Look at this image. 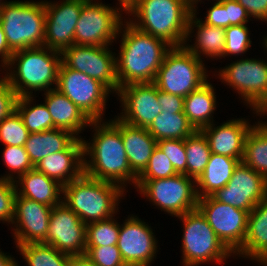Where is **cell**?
I'll use <instances>...</instances> for the list:
<instances>
[{
    "label": "cell",
    "instance_id": "1",
    "mask_svg": "<svg viewBox=\"0 0 267 266\" xmlns=\"http://www.w3.org/2000/svg\"><path fill=\"white\" fill-rule=\"evenodd\" d=\"M91 121L93 129L90 141L83 140L84 174L135 189L137 176L132 172L121 136V120L114 119ZM88 158V159H87ZM129 184V185H128Z\"/></svg>",
    "mask_w": 267,
    "mask_h": 266
},
{
    "label": "cell",
    "instance_id": "2",
    "mask_svg": "<svg viewBox=\"0 0 267 266\" xmlns=\"http://www.w3.org/2000/svg\"><path fill=\"white\" fill-rule=\"evenodd\" d=\"M117 40L120 41L118 53H115L119 88L132 83L154 82L164 56L172 46L138 30L127 20L122 23Z\"/></svg>",
    "mask_w": 267,
    "mask_h": 266
},
{
    "label": "cell",
    "instance_id": "3",
    "mask_svg": "<svg viewBox=\"0 0 267 266\" xmlns=\"http://www.w3.org/2000/svg\"><path fill=\"white\" fill-rule=\"evenodd\" d=\"M60 64L61 52L45 46L32 47L13 52L10 62L0 72L17 97L33 96L56 88Z\"/></svg>",
    "mask_w": 267,
    "mask_h": 266
},
{
    "label": "cell",
    "instance_id": "4",
    "mask_svg": "<svg viewBox=\"0 0 267 266\" xmlns=\"http://www.w3.org/2000/svg\"><path fill=\"white\" fill-rule=\"evenodd\" d=\"M192 12L193 5L188 0H141L127 14L126 20L138 30L161 38L172 47H181Z\"/></svg>",
    "mask_w": 267,
    "mask_h": 266
},
{
    "label": "cell",
    "instance_id": "5",
    "mask_svg": "<svg viewBox=\"0 0 267 266\" xmlns=\"http://www.w3.org/2000/svg\"><path fill=\"white\" fill-rule=\"evenodd\" d=\"M126 192L116 183L94 179L83 173L63 186L62 202L88 224L117 215Z\"/></svg>",
    "mask_w": 267,
    "mask_h": 266
},
{
    "label": "cell",
    "instance_id": "6",
    "mask_svg": "<svg viewBox=\"0 0 267 266\" xmlns=\"http://www.w3.org/2000/svg\"><path fill=\"white\" fill-rule=\"evenodd\" d=\"M46 12L44 0L8 1L0 7V25L12 52L43 46Z\"/></svg>",
    "mask_w": 267,
    "mask_h": 266
},
{
    "label": "cell",
    "instance_id": "7",
    "mask_svg": "<svg viewBox=\"0 0 267 266\" xmlns=\"http://www.w3.org/2000/svg\"><path fill=\"white\" fill-rule=\"evenodd\" d=\"M221 83L239 95L244 105L252 110L256 118L267 117V61L259 58L241 57L224 68L211 71ZM216 74H215V73ZM218 73V74H217ZM264 116V118H263ZM266 116V117H265Z\"/></svg>",
    "mask_w": 267,
    "mask_h": 266
},
{
    "label": "cell",
    "instance_id": "8",
    "mask_svg": "<svg viewBox=\"0 0 267 266\" xmlns=\"http://www.w3.org/2000/svg\"><path fill=\"white\" fill-rule=\"evenodd\" d=\"M177 219L182 221L181 243L182 265L226 264V260L236 258L215 234L198 209L187 212Z\"/></svg>",
    "mask_w": 267,
    "mask_h": 266
},
{
    "label": "cell",
    "instance_id": "9",
    "mask_svg": "<svg viewBox=\"0 0 267 266\" xmlns=\"http://www.w3.org/2000/svg\"><path fill=\"white\" fill-rule=\"evenodd\" d=\"M204 63L184 46L172 47L165 54L153 83L161 91L186 97L212 78Z\"/></svg>",
    "mask_w": 267,
    "mask_h": 266
},
{
    "label": "cell",
    "instance_id": "10",
    "mask_svg": "<svg viewBox=\"0 0 267 266\" xmlns=\"http://www.w3.org/2000/svg\"><path fill=\"white\" fill-rule=\"evenodd\" d=\"M137 193L158 210L172 217L181 216L197 209L196 180L185 174H176L164 179L137 180Z\"/></svg>",
    "mask_w": 267,
    "mask_h": 266
},
{
    "label": "cell",
    "instance_id": "11",
    "mask_svg": "<svg viewBox=\"0 0 267 266\" xmlns=\"http://www.w3.org/2000/svg\"><path fill=\"white\" fill-rule=\"evenodd\" d=\"M101 1L86 0L83 3L74 32V44L113 46L112 43L118 39L120 27L126 17L115 6Z\"/></svg>",
    "mask_w": 267,
    "mask_h": 266
},
{
    "label": "cell",
    "instance_id": "12",
    "mask_svg": "<svg viewBox=\"0 0 267 266\" xmlns=\"http://www.w3.org/2000/svg\"><path fill=\"white\" fill-rule=\"evenodd\" d=\"M56 89L77 105L91 121L104 120L106 103L110 94H113L100 81L62 63Z\"/></svg>",
    "mask_w": 267,
    "mask_h": 266
},
{
    "label": "cell",
    "instance_id": "13",
    "mask_svg": "<svg viewBox=\"0 0 267 266\" xmlns=\"http://www.w3.org/2000/svg\"><path fill=\"white\" fill-rule=\"evenodd\" d=\"M111 49L110 45L74 44L61 52V63L100 81L116 96L119 84L116 77L115 52Z\"/></svg>",
    "mask_w": 267,
    "mask_h": 266
},
{
    "label": "cell",
    "instance_id": "14",
    "mask_svg": "<svg viewBox=\"0 0 267 266\" xmlns=\"http://www.w3.org/2000/svg\"><path fill=\"white\" fill-rule=\"evenodd\" d=\"M197 209L233 254L243 246L249 212L221 203L212 196L199 198Z\"/></svg>",
    "mask_w": 267,
    "mask_h": 266
},
{
    "label": "cell",
    "instance_id": "15",
    "mask_svg": "<svg viewBox=\"0 0 267 266\" xmlns=\"http://www.w3.org/2000/svg\"><path fill=\"white\" fill-rule=\"evenodd\" d=\"M157 240L148 222L130 214L120 224L117 246L127 266H152L160 247Z\"/></svg>",
    "mask_w": 267,
    "mask_h": 266
},
{
    "label": "cell",
    "instance_id": "16",
    "mask_svg": "<svg viewBox=\"0 0 267 266\" xmlns=\"http://www.w3.org/2000/svg\"><path fill=\"white\" fill-rule=\"evenodd\" d=\"M211 196L250 213L259 202L267 199V179L241 161L225 187Z\"/></svg>",
    "mask_w": 267,
    "mask_h": 266
},
{
    "label": "cell",
    "instance_id": "17",
    "mask_svg": "<svg viewBox=\"0 0 267 266\" xmlns=\"http://www.w3.org/2000/svg\"><path fill=\"white\" fill-rule=\"evenodd\" d=\"M86 0H44L46 12L43 46L62 52L74 45V32ZM60 2V3H59Z\"/></svg>",
    "mask_w": 267,
    "mask_h": 266
},
{
    "label": "cell",
    "instance_id": "18",
    "mask_svg": "<svg viewBox=\"0 0 267 266\" xmlns=\"http://www.w3.org/2000/svg\"><path fill=\"white\" fill-rule=\"evenodd\" d=\"M45 244L68 255L86 252V224L66 204L61 202L51 210Z\"/></svg>",
    "mask_w": 267,
    "mask_h": 266
},
{
    "label": "cell",
    "instance_id": "19",
    "mask_svg": "<svg viewBox=\"0 0 267 266\" xmlns=\"http://www.w3.org/2000/svg\"><path fill=\"white\" fill-rule=\"evenodd\" d=\"M116 95L122 107L117 117L127 124L147 128L161 113L158 88L153 82L127 84Z\"/></svg>",
    "mask_w": 267,
    "mask_h": 266
},
{
    "label": "cell",
    "instance_id": "20",
    "mask_svg": "<svg viewBox=\"0 0 267 266\" xmlns=\"http://www.w3.org/2000/svg\"><path fill=\"white\" fill-rule=\"evenodd\" d=\"M53 207L16 195L10 226L16 246L46 240Z\"/></svg>",
    "mask_w": 267,
    "mask_h": 266
},
{
    "label": "cell",
    "instance_id": "21",
    "mask_svg": "<svg viewBox=\"0 0 267 266\" xmlns=\"http://www.w3.org/2000/svg\"><path fill=\"white\" fill-rule=\"evenodd\" d=\"M245 118L230 119L220 123L221 125L214 122L200 130L208 141L211 153L242 161L245 138L253 126L249 122L251 121L250 118Z\"/></svg>",
    "mask_w": 267,
    "mask_h": 266
},
{
    "label": "cell",
    "instance_id": "22",
    "mask_svg": "<svg viewBox=\"0 0 267 266\" xmlns=\"http://www.w3.org/2000/svg\"><path fill=\"white\" fill-rule=\"evenodd\" d=\"M197 11L199 12V10H193L189 17L183 46L198 59H203V62L205 61L203 57L207 58L206 60L208 58L221 60L224 58L225 29L205 24L202 18L197 16L199 14ZM192 35L194 43L189 44L192 42Z\"/></svg>",
    "mask_w": 267,
    "mask_h": 266
},
{
    "label": "cell",
    "instance_id": "23",
    "mask_svg": "<svg viewBox=\"0 0 267 266\" xmlns=\"http://www.w3.org/2000/svg\"><path fill=\"white\" fill-rule=\"evenodd\" d=\"M35 168L62 186L84 173L83 140L77 138L67 149L44 157Z\"/></svg>",
    "mask_w": 267,
    "mask_h": 266
},
{
    "label": "cell",
    "instance_id": "24",
    "mask_svg": "<svg viewBox=\"0 0 267 266\" xmlns=\"http://www.w3.org/2000/svg\"><path fill=\"white\" fill-rule=\"evenodd\" d=\"M234 255L267 266V199L249 213L245 241Z\"/></svg>",
    "mask_w": 267,
    "mask_h": 266
},
{
    "label": "cell",
    "instance_id": "25",
    "mask_svg": "<svg viewBox=\"0 0 267 266\" xmlns=\"http://www.w3.org/2000/svg\"><path fill=\"white\" fill-rule=\"evenodd\" d=\"M42 96L52 117L53 129L66 130L77 138H83L79 134L88 129L91 120L80 108L56 88L44 92Z\"/></svg>",
    "mask_w": 267,
    "mask_h": 266
},
{
    "label": "cell",
    "instance_id": "26",
    "mask_svg": "<svg viewBox=\"0 0 267 266\" xmlns=\"http://www.w3.org/2000/svg\"><path fill=\"white\" fill-rule=\"evenodd\" d=\"M16 195L54 207L62 202L63 186L33 168L14 181Z\"/></svg>",
    "mask_w": 267,
    "mask_h": 266
},
{
    "label": "cell",
    "instance_id": "27",
    "mask_svg": "<svg viewBox=\"0 0 267 266\" xmlns=\"http://www.w3.org/2000/svg\"><path fill=\"white\" fill-rule=\"evenodd\" d=\"M121 136L132 172L138 177L146 168L157 141L146 128L121 120Z\"/></svg>",
    "mask_w": 267,
    "mask_h": 266
},
{
    "label": "cell",
    "instance_id": "28",
    "mask_svg": "<svg viewBox=\"0 0 267 266\" xmlns=\"http://www.w3.org/2000/svg\"><path fill=\"white\" fill-rule=\"evenodd\" d=\"M209 79L199 88L184 97V114L195 130H201L214 123L217 106L216 89Z\"/></svg>",
    "mask_w": 267,
    "mask_h": 266
},
{
    "label": "cell",
    "instance_id": "29",
    "mask_svg": "<svg viewBox=\"0 0 267 266\" xmlns=\"http://www.w3.org/2000/svg\"><path fill=\"white\" fill-rule=\"evenodd\" d=\"M239 162L236 158L211 153L207 166L196 180L198 198L211 196L225 187Z\"/></svg>",
    "mask_w": 267,
    "mask_h": 266
},
{
    "label": "cell",
    "instance_id": "30",
    "mask_svg": "<svg viewBox=\"0 0 267 266\" xmlns=\"http://www.w3.org/2000/svg\"><path fill=\"white\" fill-rule=\"evenodd\" d=\"M76 139L77 137L73 133L54 128L30 133L24 148L35 166L49 154L67 149Z\"/></svg>",
    "mask_w": 267,
    "mask_h": 266
},
{
    "label": "cell",
    "instance_id": "31",
    "mask_svg": "<svg viewBox=\"0 0 267 266\" xmlns=\"http://www.w3.org/2000/svg\"><path fill=\"white\" fill-rule=\"evenodd\" d=\"M253 124L246 135L242 162L267 179V120Z\"/></svg>",
    "mask_w": 267,
    "mask_h": 266
},
{
    "label": "cell",
    "instance_id": "32",
    "mask_svg": "<svg viewBox=\"0 0 267 266\" xmlns=\"http://www.w3.org/2000/svg\"><path fill=\"white\" fill-rule=\"evenodd\" d=\"M156 140L186 139L196 130L184 113H160L146 128Z\"/></svg>",
    "mask_w": 267,
    "mask_h": 266
},
{
    "label": "cell",
    "instance_id": "33",
    "mask_svg": "<svg viewBox=\"0 0 267 266\" xmlns=\"http://www.w3.org/2000/svg\"><path fill=\"white\" fill-rule=\"evenodd\" d=\"M35 96L36 94L17 97L15 110L22 117L24 125L30 133L53 129V120L46 104L44 102L36 104Z\"/></svg>",
    "mask_w": 267,
    "mask_h": 266
},
{
    "label": "cell",
    "instance_id": "34",
    "mask_svg": "<svg viewBox=\"0 0 267 266\" xmlns=\"http://www.w3.org/2000/svg\"><path fill=\"white\" fill-rule=\"evenodd\" d=\"M27 266H68L69 256L45 243L15 246Z\"/></svg>",
    "mask_w": 267,
    "mask_h": 266
},
{
    "label": "cell",
    "instance_id": "35",
    "mask_svg": "<svg viewBox=\"0 0 267 266\" xmlns=\"http://www.w3.org/2000/svg\"><path fill=\"white\" fill-rule=\"evenodd\" d=\"M185 151L187 156V176L195 180L203 173L211 150L204 134L196 130L185 139Z\"/></svg>",
    "mask_w": 267,
    "mask_h": 266
},
{
    "label": "cell",
    "instance_id": "36",
    "mask_svg": "<svg viewBox=\"0 0 267 266\" xmlns=\"http://www.w3.org/2000/svg\"><path fill=\"white\" fill-rule=\"evenodd\" d=\"M120 223L114 216L86 224V247L117 245Z\"/></svg>",
    "mask_w": 267,
    "mask_h": 266
},
{
    "label": "cell",
    "instance_id": "37",
    "mask_svg": "<svg viewBox=\"0 0 267 266\" xmlns=\"http://www.w3.org/2000/svg\"><path fill=\"white\" fill-rule=\"evenodd\" d=\"M2 159L8 169V173L0 178L15 181L19 176L35 168L24 146H4Z\"/></svg>",
    "mask_w": 267,
    "mask_h": 266
},
{
    "label": "cell",
    "instance_id": "38",
    "mask_svg": "<svg viewBox=\"0 0 267 266\" xmlns=\"http://www.w3.org/2000/svg\"><path fill=\"white\" fill-rule=\"evenodd\" d=\"M29 134L16 110L0 121V143L3 146H24Z\"/></svg>",
    "mask_w": 267,
    "mask_h": 266
},
{
    "label": "cell",
    "instance_id": "39",
    "mask_svg": "<svg viewBox=\"0 0 267 266\" xmlns=\"http://www.w3.org/2000/svg\"><path fill=\"white\" fill-rule=\"evenodd\" d=\"M250 29L247 24L229 26L225 29L224 58L244 55L251 47Z\"/></svg>",
    "mask_w": 267,
    "mask_h": 266
},
{
    "label": "cell",
    "instance_id": "40",
    "mask_svg": "<svg viewBox=\"0 0 267 266\" xmlns=\"http://www.w3.org/2000/svg\"><path fill=\"white\" fill-rule=\"evenodd\" d=\"M178 174L172 166L169 158L157 146L149 159L144 171L137 180L164 179Z\"/></svg>",
    "mask_w": 267,
    "mask_h": 266
},
{
    "label": "cell",
    "instance_id": "41",
    "mask_svg": "<svg viewBox=\"0 0 267 266\" xmlns=\"http://www.w3.org/2000/svg\"><path fill=\"white\" fill-rule=\"evenodd\" d=\"M159 149L169 158L175 171L187 175L185 139L157 141Z\"/></svg>",
    "mask_w": 267,
    "mask_h": 266
},
{
    "label": "cell",
    "instance_id": "42",
    "mask_svg": "<svg viewBox=\"0 0 267 266\" xmlns=\"http://www.w3.org/2000/svg\"><path fill=\"white\" fill-rule=\"evenodd\" d=\"M85 254L97 266H127L117 245L86 247Z\"/></svg>",
    "mask_w": 267,
    "mask_h": 266
},
{
    "label": "cell",
    "instance_id": "43",
    "mask_svg": "<svg viewBox=\"0 0 267 266\" xmlns=\"http://www.w3.org/2000/svg\"><path fill=\"white\" fill-rule=\"evenodd\" d=\"M16 187L14 181L0 178V223L12 224L14 217Z\"/></svg>",
    "mask_w": 267,
    "mask_h": 266
},
{
    "label": "cell",
    "instance_id": "44",
    "mask_svg": "<svg viewBox=\"0 0 267 266\" xmlns=\"http://www.w3.org/2000/svg\"><path fill=\"white\" fill-rule=\"evenodd\" d=\"M0 121L15 110L17 95L6 77L0 73Z\"/></svg>",
    "mask_w": 267,
    "mask_h": 266
},
{
    "label": "cell",
    "instance_id": "45",
    "mask_svg": "<svg viewBox=\"0 0 267 266\" xmlns=\"http://www.w3.org/2000/svg\"><path fill=\"white\" fill-rule=\"evenodd\" d=\"M212 6L206 11V15L203 18L207 25L215 26L219 28H227V15L225 10V0H212Z\"/></svg>",
    "mask_w": 267,
    "mask_h": 266
},
{
    "label": "cell",
    "instance_id": "46",
    "mask_svg": "<svg viewBox=\"0 0 267 266\" xmlns=\"http://www.w3.org/2000/svg\"><path fill=\"white\" fill-rule=\"evenodd\" d=\"M227 27L250 23L247 10L236 0H225Z\"/></svg>",
    "mask_w": 267,
    "mask_h": 266
},
{
    "label": "cell",
    "instance_id": "47",
    "mask_svg": "<svg viewBox=\"0 0 267 266\" xmlns=\"http://www.w3.org/2000/svg\"><path fill=\"white\" fill-rule=\"evenodd\" d=\"M158 103L161 105V113H184V97L170 94L158 89Z\"/></svg>",
    "mask_w": 267,
    "mask_h": 266
},
{
    "label": "cell",
    "instance_id": "48",
    "mask_svg": "<svg viewBox=\"0 0 267 266\" xmlns=\"http://www.w3.org/2000/svg\"><path fill=\"white\" fill-rule=\"evenodd\" d=\"M248 12L250 18L265 22L267 20V0H236Z\"/></svg>",
    "mask_w": 267,
    "mask_h": 266
},
{
    "label": "cell",
    "instance_id": "49",
    "mask_svg": "<svg viewBox=\"0 0 267 266\" xmlns=\"http://www.w3.org/2000/svg\"><path fill=\"white\" fill-rule=\"evenodd\" d=\"M13 52L10 50L6 35L0 25V71L10 62Z\"/></svg>",
    "mask_w": 267,
    "mask_h": 266
},
{
    "label": "cell",
    "instance_id": "50",
    "mask_svg": "<svg viewBox=\"0 0 267 266\" xmlns=\"http://www.w3.org/2000/svg\"><path fill=\"white\" fill-rule=\"evenodd\" d=\"M68 266H97L86 254L70 255Z\"/></svg>",
    "mask_w": 267,
    "mask_h": 266
},
{
    "label": "cell",
    "instance_id": "51",
    "mask_svg": "<svg viewBox=\"0 0 267 266\" xmlns=\"http://www.w3.org/2000/svg\"><path fill=\"white\" fill-rule=\"evenodd\" d=\"M0 266H19L18 262L10 253L4 252L0 249Z\"/></svg>",
    "mask_w": 267,
    "mask_h": 266
},
{
    "label": "cell",
    "instance_id": "52",
    "mask_svg": "<svg viewBox=\"0 0 267 266\" xmlns=\"http://www.w3.org/2000/svg\"><path fill=\"white\" fill-rule=\"evenodd\" d=\"M192 5H193V10H197L198 9V3H204L205 1H203V0H188ZM209 1V0H208Z\"/></svg>",
    "mask_w": 267,
    "mask_h": 266
},
{
    "label": "cell",
    "instance_id": "53",
    "mask_svg": "<svg viewBox=\"0 0 267 266\" xmlns=\"http://www.w3.org/2000/svg\"><path fill=\"white\" fill-rule=\"evenodd\" d=\"M262 38L263 39L261 40L262 41L261 45H262L263 49L267 51V34L264 35V37H262ZM264 53H267V52H264Z\"/></svg>",
    "mask_w": 267,
    "mask_h": 266
},
{
    "label": "cell",
    "instance_id": "54",
    "mask_svg": "<svg viewBox=\"0 0 267 266\" xmlns=\"http://www.w3.org/2000/svg\"><path fill=\"white\" fill-rule=\"evenodd\" d=\"M6 2H8V1H6V0H0V7H2L3 4L6 3Z\"/></svg>",
    "mask_w": 267,
    "mask_h": 266
}]
</instances>
